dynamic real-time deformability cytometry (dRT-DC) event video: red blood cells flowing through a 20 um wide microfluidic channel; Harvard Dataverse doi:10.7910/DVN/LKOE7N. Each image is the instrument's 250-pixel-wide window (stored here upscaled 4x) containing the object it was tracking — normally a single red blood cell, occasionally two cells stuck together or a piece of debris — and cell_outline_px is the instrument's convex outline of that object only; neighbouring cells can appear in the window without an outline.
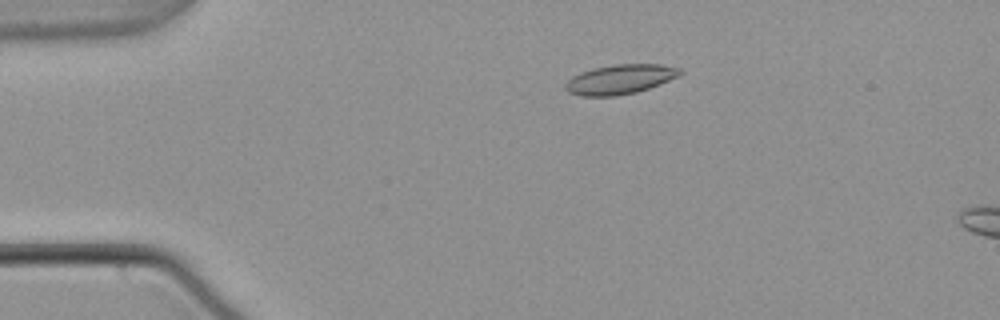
{"species": "common noctule bat (a hibernating species)", "species_latin": "Nyctalus noctula", "temperature_condition": "warm", "stored_images_in_passage": 15, "camera_frame_rate_fps": 3000, "um_per_image_px": 0.085, "animal": {"sex": "male", "body_mass_g": 21.5, "forearm_length_mm": 52.0}, "frame": {"image": 1, "passage_image": 11, "time_ms": 3.333, "image_size_px": [1000, 320], "cell_outline_px": [[684, 72], [680, 76], [660, 84], [636, 92], [616, 96], [580, 96], [568, 92], [564, 88], [564, 84], [572, 76], [580, 72], [592, 68], [612, 64], [660, 64], [680, 68]], "centroid_in_image_um": [52.7, 6.73], "position_along_channel_um": 32.3, "area_um2": 20.0}}